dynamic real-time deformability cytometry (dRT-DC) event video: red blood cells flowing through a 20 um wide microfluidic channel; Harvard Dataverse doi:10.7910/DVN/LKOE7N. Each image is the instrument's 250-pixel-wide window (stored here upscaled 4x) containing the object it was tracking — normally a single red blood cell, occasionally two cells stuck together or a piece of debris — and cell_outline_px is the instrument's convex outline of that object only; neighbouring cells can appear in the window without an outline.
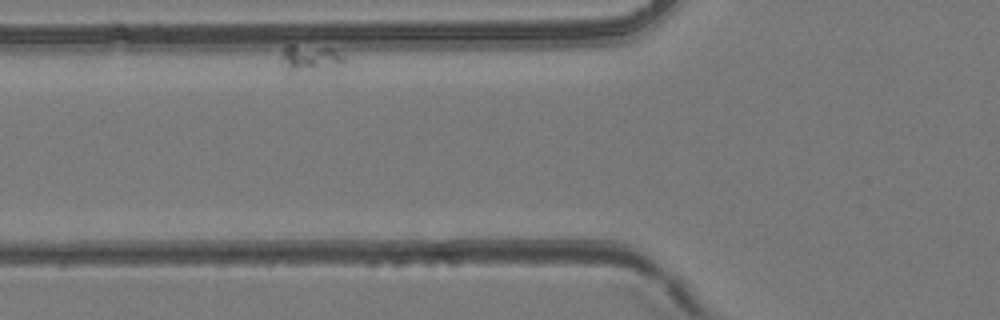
{"species": "common noctule bat (a hibernating species)", "species_latin": "Nyctalus noctula", "temperature_condition": "room temperature", "stored_images_in_passage": 31, "camera_frame_rate_fps": 3000, "um_per_image_px": 0.085, "animal": {"sex": "female", "body_mass_g": 24.6, "forearm_length_mm": 56.2}, "frame": {"image": 1, "passage_image": 5, "time_ms": 1.333, "image_size_px": [1000, 320], "cell_outline_px": [[344, 60], [336, 72], [288, 72], [280, 60], [280, 56], [284, 44], [296, 44], [332, 48], [344, 56]], "centroid_in_image_um": [26.38, 4.99], "position_along_channel_um": 99.4, "area_um2": 10.87}}
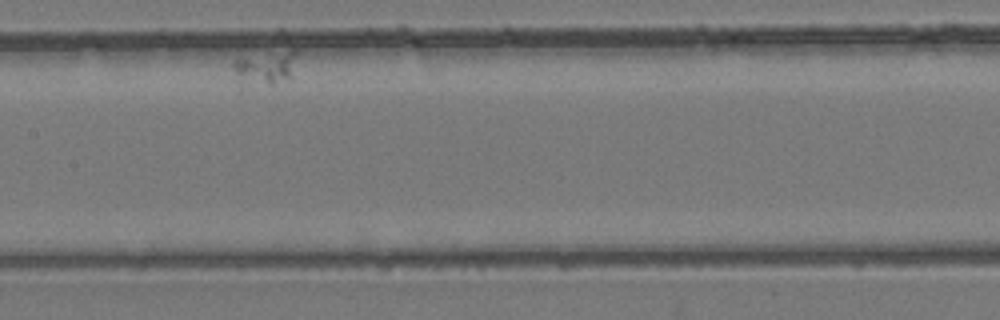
{"frame": {"image": 2, "passage_image": 18, "time_ms": 5.667, "image_size_px": [1000, 320], "cell_outline_px": [[296, 52], [292, 76], [276, 84], [268, 84], [236, 72], [232, 68], [232, 64], [236, 60], [292, 52]], "centroid_in_image_um": [22.71, 5.74], "position_along_channel_um": 184.7, "area_um2": 10.06}}